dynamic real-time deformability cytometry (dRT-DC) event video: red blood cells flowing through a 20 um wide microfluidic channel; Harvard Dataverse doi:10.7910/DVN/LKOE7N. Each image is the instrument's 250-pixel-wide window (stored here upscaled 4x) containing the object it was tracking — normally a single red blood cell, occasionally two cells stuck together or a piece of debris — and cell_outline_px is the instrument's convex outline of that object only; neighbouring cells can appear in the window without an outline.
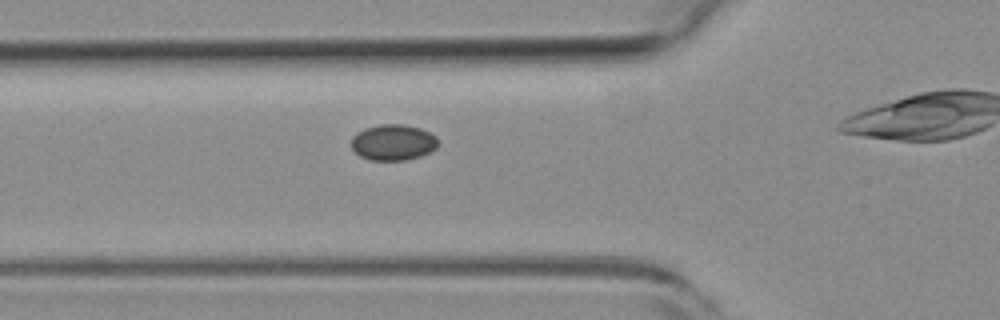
{"species": "common noctule bat (a hibernating species)", "species_latin": "Nyctalus noctula", "temperature_condition": "room temperature", "stored_images_in_passage": 26, "camera_frame_rate_fps": 3000, "um_per_image_px": 0.085, "animal": {"sex": "female", "body_mass_g": 19.3, "forearm_length_mm": 54.1}, "frame": {"image": 1, "passage_image": 2, "time_ms": 0.333, "image_size_px": [1000, 320], "cell_outline_px": [[436, 148], [420, 156], [404, 160], [368, 160], [360, 156], [352, 148], [352, 136], [356, 132], [364, 128], [380, 124], [404, 124], [420, 128], [436, 136]], "centroid_in_image_um": [33.38, 12.09], "position_along_channel_um": 92.4, "area_um2": 18.09}}
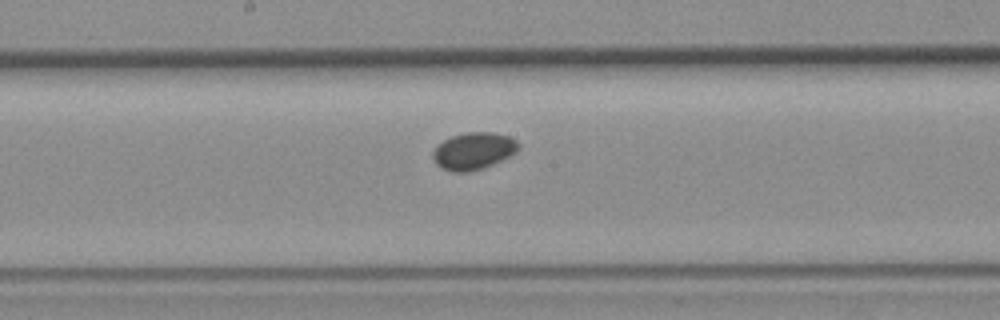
{"frame": {"image": 2, "passage_image": 11, "time_ms": 3.333, "image_size_px": [1000, 320], "cell_outline_px": [[520, 144], [516, 152], [484, 168], [468, 172], [452, 172], [440, 168], [436, 164], [432, 156], [432, 152], [436, 144], [452, 136], [468, 132], [492, 132], [508, 136], [516, 140]], "centroid_in_image_um": [40.2, 12.84], "position_along_channel_um": 208.0, "area_um2": 18.55}}
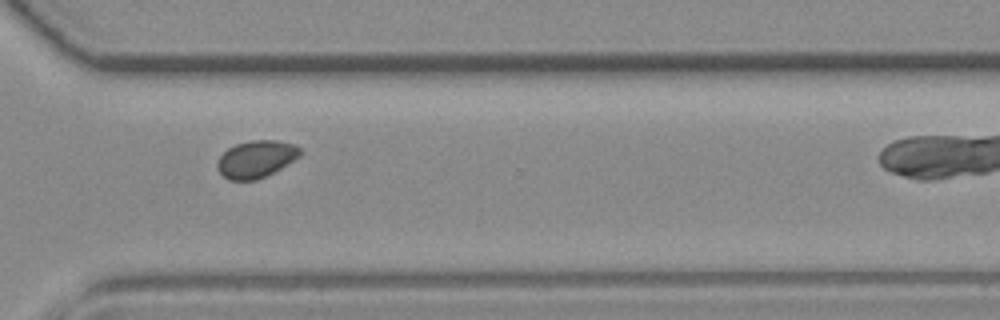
{"frame": {"image": 3, "passage_image": 22, "time_ms": 7.0, "image_size_px": [1000, 320], "cell_outline_px": [[300, 156], [288, 164], [256, 180], [228, 180], [216, 168], [216, 164], [220, 156], [228, 148], [236, 144], [252, 140], [276, 140], [296, 144], [300, 148]], "centroid_in_image_um": [21.76, 13.51], "position_along_channel_um": 348.8, "area_um2": 17.86}}